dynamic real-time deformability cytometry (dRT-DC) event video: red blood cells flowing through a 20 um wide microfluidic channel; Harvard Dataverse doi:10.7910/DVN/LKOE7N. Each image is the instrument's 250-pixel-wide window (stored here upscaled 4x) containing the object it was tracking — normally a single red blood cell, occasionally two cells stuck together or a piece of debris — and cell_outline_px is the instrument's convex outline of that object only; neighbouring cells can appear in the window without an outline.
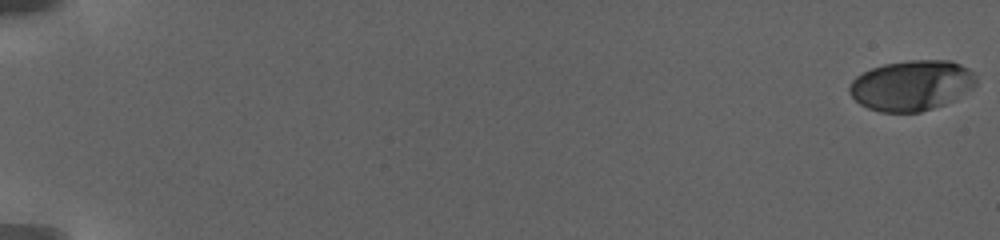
{"species": "human", "species_latin": "Homo sapiens", "temperature_condition": "warm", "stored_images_in_passage": 48, "camera_frame_rate_fps": 3000, "um_per_image_px": 0.085, "donor": {"sex": "female"}, "frame": {"image": 1, "passage_image": 1, "time_ms": 0.0, "image_size_px": [1000, 240], "cell_outline_px": [[976, 84], [956, 100], [920, 112], [880, 112], [868, 108], [860, 104], [848, 92], [848, 88], [852, 80], [856, 76], [872, 68], [884, 64], [908, 60], [952, 60], [968, 68], [972, 72], [976, 80]], "centroid_in_image_um": [77.48, 7.26], "position_along_channel_um": 7.5, "area_um2": 37.22}}
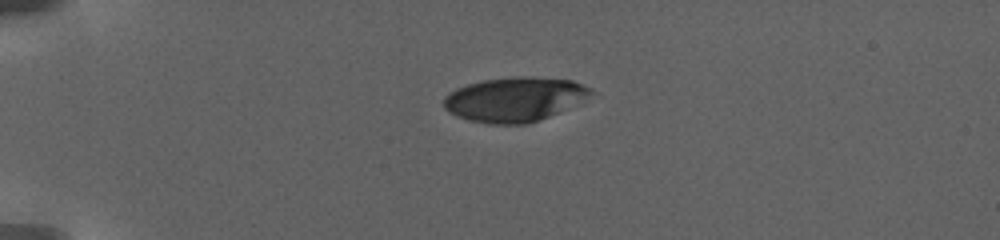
{"frame": {"image": 2, "passage_image": 24, "time_ms": 6.667, "image_size_px": [1000, 240], "cell_outline_px": [[592, 92], [556, 112], [548, 116], [524, 124], [492, 124], [468, 120], [456, 116], [448, 112], [444, 108], [444, 100], [456, 88], [468, 84], [484, 80], [512, 76], [532, 76], [572, 80], [592, 88]], "centroid_in_image_um": [43.66, 8.42], "position_along_channel_um": 41.3, "area_um2": 37.22}}
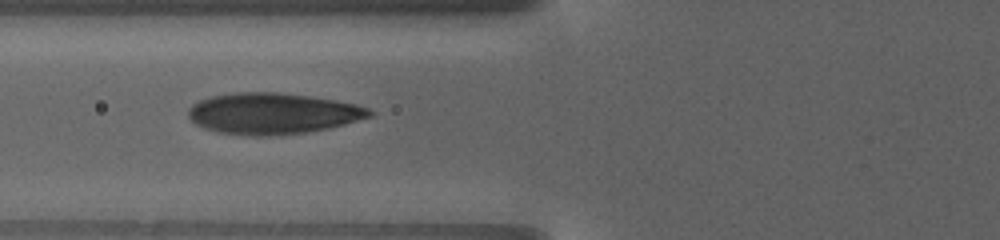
{"frame": {"image": 3, "passage_image": 47, "time_ms": 10.667, "image_size_px": [1000, 240], "cell_outline_px": [[372, 116], [344, 124], [328, 128], [304, 132], [276, 136], [248, 136], [216, 132], [204, 128], [196, 124], [188, 116], [188, 108], [192, 104], [200, 100], [212, 96], [232, 92], [280, 92], [312, 96], [336, 100], [356, 104], [368, 108], [372, 112]], "centroid_in_image_um": [23.15, 9.64], "position_along_channel_um": 102.7, "area_um2": 43.7}}